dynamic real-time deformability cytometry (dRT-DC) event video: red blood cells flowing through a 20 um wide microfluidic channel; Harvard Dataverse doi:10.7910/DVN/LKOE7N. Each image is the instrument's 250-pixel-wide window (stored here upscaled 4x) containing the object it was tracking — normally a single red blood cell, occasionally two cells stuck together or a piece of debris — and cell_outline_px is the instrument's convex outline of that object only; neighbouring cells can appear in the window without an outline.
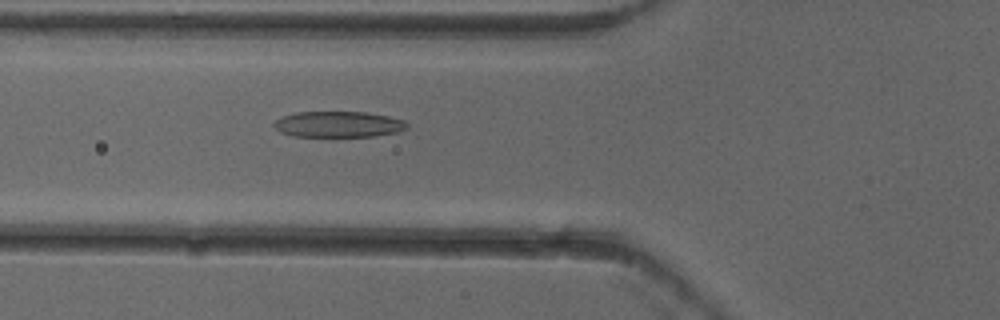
{"species": "common noctule bat (a hibernating species)", "species_latin": "Nyctalus noctula", "temperature_condition": "cold", "stored_images_in_passage": 5, "camera_frame_rate_fps": 3000, "um_per_image_px": 0.085, "animal": {"sex": "female"}, "frame": {"image": 1, "passage_image": 5, "time_ms": 1.333, "image_size_px": [1000, 320], "cell_outline_px": [[408, 128], [396, 132], [372, 136], [296, 136], [280, 132], [272, 124], [276, 120], [284, 116], [296, 112], [368, 112], [388, 116], [404, 120], [408, 124]], "centroid_in_image_um": [28.78, 10.56], "position_along_channel_um": 97.0, "area_um2": 19.94}}